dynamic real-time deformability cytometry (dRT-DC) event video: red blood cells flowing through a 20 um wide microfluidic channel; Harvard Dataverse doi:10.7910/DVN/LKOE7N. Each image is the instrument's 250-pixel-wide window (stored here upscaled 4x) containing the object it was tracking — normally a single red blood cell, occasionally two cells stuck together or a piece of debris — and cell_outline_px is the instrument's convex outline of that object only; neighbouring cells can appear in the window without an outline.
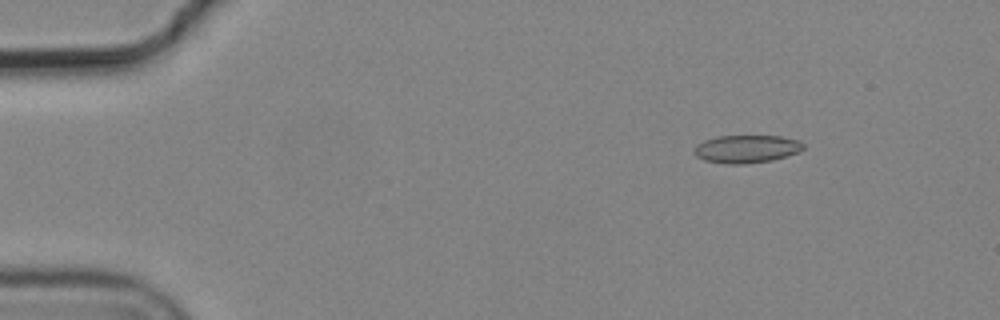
{"species": "common noctule bat (a hibernating species)", "species_latin": "Nyctalus noctula", "temperature_condition": "cold", "stored_images_in_passage": 7, "camera_frame_rate_fps": 3000, "um_per_image_px": 0.085, "animal": {"sex": "male", "body_mass_g": 19.2, "forearm_length_mm": 51.8}, "frame": {"image": 1, "passage_image": 3, "time_ms": 0.667, "image_size_px": [1000, 320], "cell_outline_px": [[804, 148], [800, 152], [772, 160], [744, 164], [724, 164], [704, 160], [696, 156], [692, 152], [696, 144], [704, 140], [716, 136], [780, 136], [796, 140], [804, 144]], "centroid_in_image_um": [63.41, 12.66], "position_along_channel_um": 21.6, "area_um2": 17.86}}
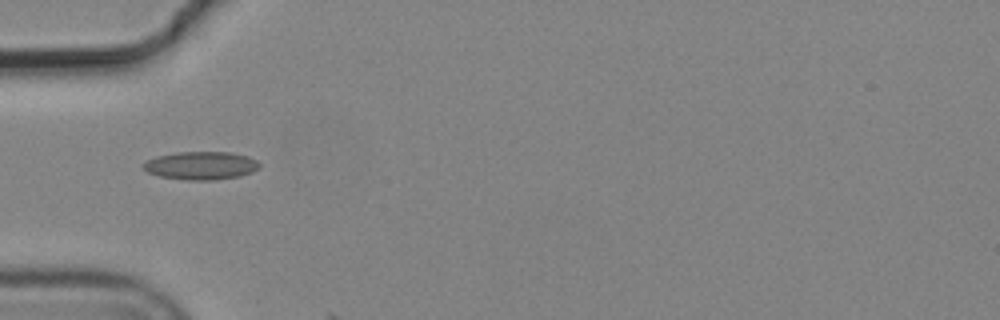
{"frame": {"image": 2, "passage_image": 6, "time_ms": 1.667, "image_size_px": [1000, 320], "cell_outline_px": [[260, 168], [252, 172], [240, 176], [216, 180], [188, 180], [160, 176], [148, 172], [140, 164], [156, 156], [176, 152], [228, 152], [248, 156], [256, 160], [260, 164]], "centroid_in_image_um": [17.09, 14.07], "position_along_channel_um": 67.9, "area_um2": 19.07}}